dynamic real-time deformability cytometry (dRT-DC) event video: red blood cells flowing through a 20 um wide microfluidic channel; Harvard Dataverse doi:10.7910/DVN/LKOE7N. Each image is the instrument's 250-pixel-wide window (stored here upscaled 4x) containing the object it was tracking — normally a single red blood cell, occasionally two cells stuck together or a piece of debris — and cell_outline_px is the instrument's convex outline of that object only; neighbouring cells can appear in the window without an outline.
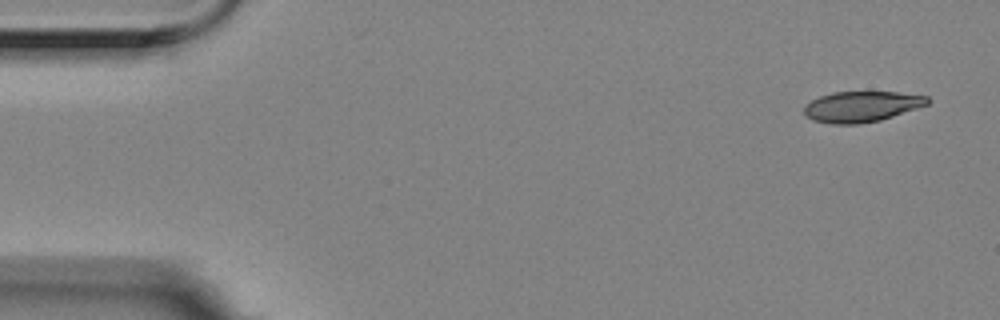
{"species": "Egyptian fruit bat (a non-hibernating species)", "species_latin": "Rousettus aegyptiacus", "temperature_condition": "room temperature", "stored_images_in_passage": 7, "camera_frame_rate_fps": 3000, "um_per_image_px": 0.085, "animal": {"sex": "female"}, "frame": {"image": 1, "passage_image": 1, "time_ms": 0.0, "image_size_px": [1000, 320], "cell_outline_px": [[932, 100], [928, 104], [880, 120], [860, 124], [832, 124], [812, 120], [804, 116], [804, 104], [820, 96], [832, 92], [896, 92], [928, 96]], "centroid_in_image_um": [73.2, 9.06], "position_along_channel_um": 11.8, "area_um2": 22.14}}
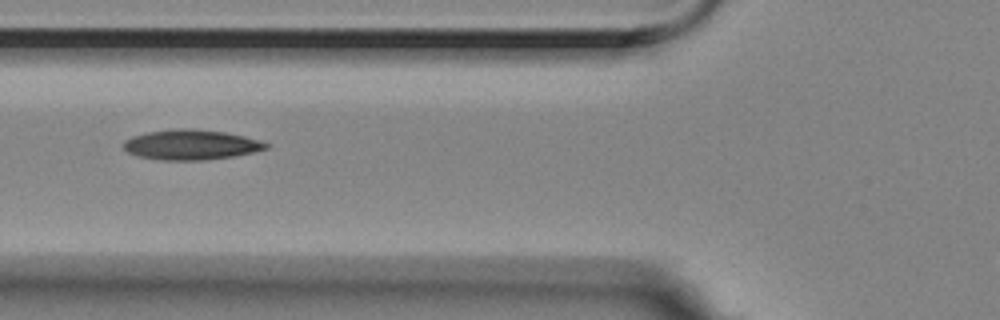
{"frame": {"image": 2, "passage_image": 6, "time_ms": 1.667, "image_size_px": [1000, 320], "cell_outline_px": [[268, 148], [236, 156], [204, 160], [160, 160], [140, 156], [128, 152], [124, 148], [124, 140], [132, 136], [148, 132], [172, 128], [192, 128], [224, 132], [244, 136], [260, 140], [268, 144]], "centroid_in_image_um": [16.24, 12.29], "position_along_channel_um": 109.6, "area_um2": 24.97}}
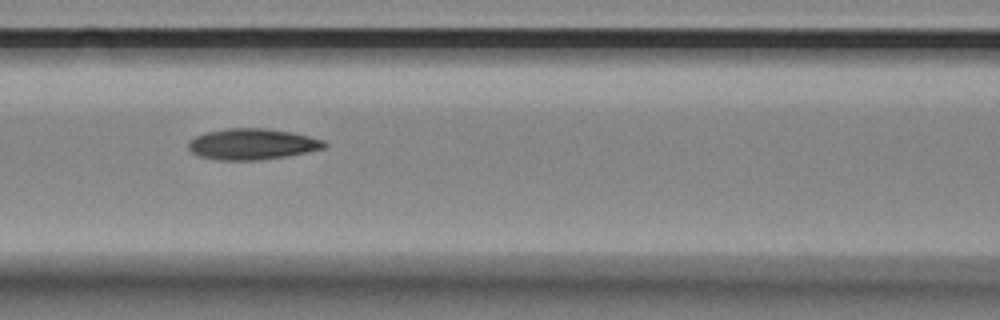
{"frame": {"image": 3, "passage_image": 7, "time_ms": 2.0, "image_size_px": [1000, 320], "cell_outline_px": [[328, 144], [324, 148], [288, 156], [256, 160], [216, 160], [200, 156], [192, 152], [188, 148], [188, 140], [196, 136], [208, 132], [228, 128], [268, 128], [292, 132], [324, 140]], "centroid_in_image_um": [21.44, 12.25], "position_along_channel_um": 145.2, "area_um2": 24.57}}